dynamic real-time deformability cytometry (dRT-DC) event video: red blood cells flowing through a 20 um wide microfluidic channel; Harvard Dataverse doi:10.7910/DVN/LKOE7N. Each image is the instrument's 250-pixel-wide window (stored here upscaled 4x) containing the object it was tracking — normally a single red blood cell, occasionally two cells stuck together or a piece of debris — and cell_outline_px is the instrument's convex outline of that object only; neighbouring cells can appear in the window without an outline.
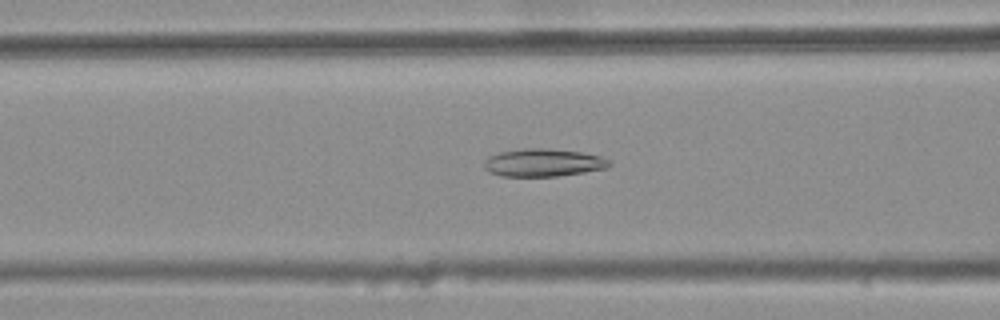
{"species": "common noctule bat (a hibernating species)", "species_latin": "Nyctalus noctula", "temperature_condition": "warm", "stored_images_in_passage": 45, "camera_frame_rate_fps": 3000, "um_per_image_px": 0.085, "animal": {"sex": "female", "body_mass_g": 25.1}, "frame": {"image": 1, "passage_image": 20, "time_ms": 6.333, "image_size_px": [1000, 320], "cell_outline_px": [[612, 164], [608, 168], [584, 172], [556, 176], [500, 176], [488, 172], [484, 168], [484, 160], [488, 156], [500, 152], [524, 148], [544, 148], [584, 152], [600, 156], [612, 160]], "centroid_in_image_um": [46.19, 13.82], "position_along_channel_um": 120.4, "area_um2": 20.52}}
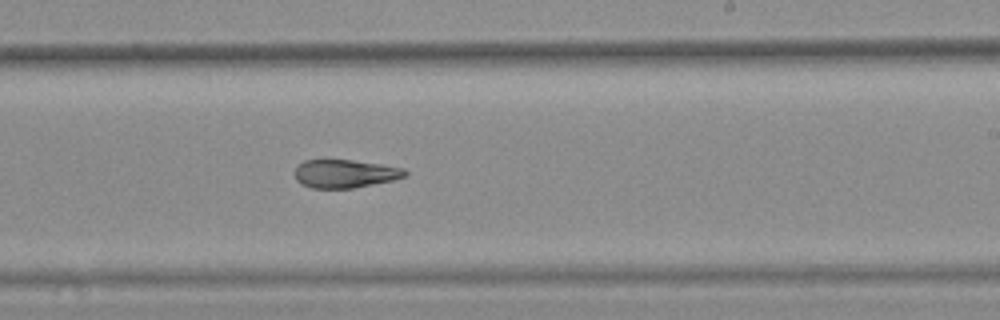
{"frame": {"image": 2, "passage_image": 31, "time_ms": 10.0, "image_size_px": [1000, 320], "cell_outline_px": [[408, 172], [404, 176], [392, 180], [352, 188], [312, 188], [300, 184], [296, 180], [296, 168], [304, 160], [352, 160], [380, 164], [404, 168]], "centroid_in_image_um": [29.31, 14.76], "position_along_channel_um": 259.7, "area_um2": 17.92}}
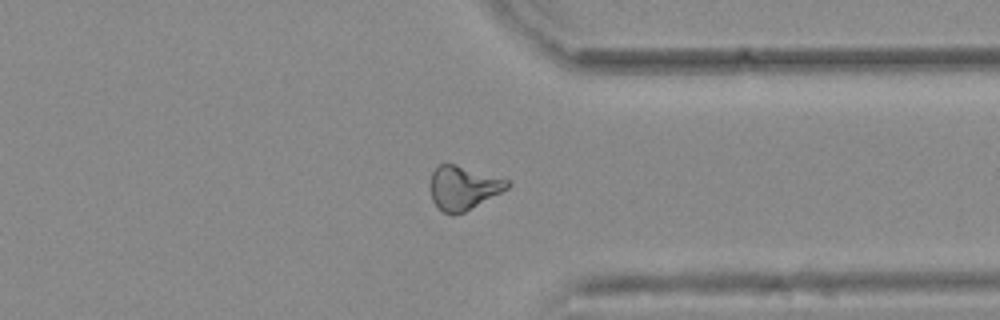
{"frame": {"image": 3, "passage_image": 40, "time_ms": 13.0, "image_size_px": [1000, 320], "cell_outline_px": [[512, 184], [508, 188], [464, 212], [444, 212], [432, 200], [432, 172], [440, 164], [456, 164], [508, 180]], "centroid_in_image_um": [39.41, 15.93], "position_along_channel_um": 372.0, "area_um2": 18.9}, "authors_computed_cell_mechanics": {"area_um2": 19.8832, "velocity_mm_per_s": 3.8068, "shape_relaxation_time_tau1_ms": null, "shape_relaxation_time_tau2_ms": 3.4452, "deformation_change_tau1": null, "deformation_change_tau2": 0.1181}}